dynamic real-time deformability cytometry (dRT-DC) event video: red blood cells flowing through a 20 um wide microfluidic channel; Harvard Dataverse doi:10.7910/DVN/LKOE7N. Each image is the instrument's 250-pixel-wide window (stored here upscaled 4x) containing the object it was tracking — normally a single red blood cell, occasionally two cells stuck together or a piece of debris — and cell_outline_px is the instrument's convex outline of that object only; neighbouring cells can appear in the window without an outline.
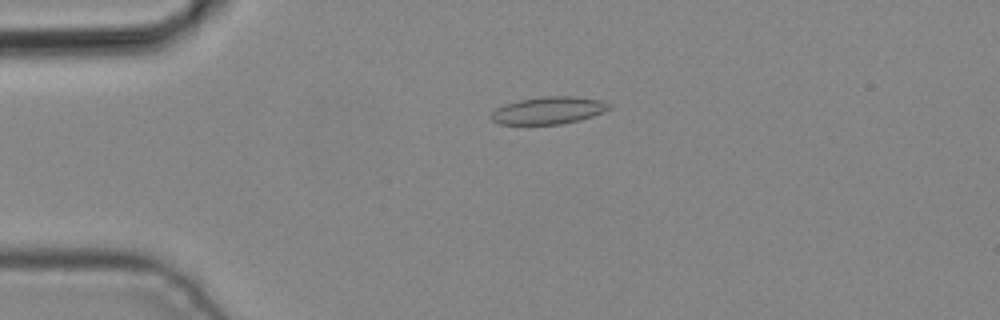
{"species": "common noctule bat (a hibernating species)", "species_latin": "Nyctalus noctula", "temperature_condition": "cold", "stored_images_in_passage": 2, "camera_frame_rate_fps": 3000, "um_per_image_px": 0.085, "animal": {"sex": "male", "body_mass_g": 19.2, "forearm_length_mm": 51.8}, "frame": {"image": 1, "passage_image": 1, "time_ms": 0.0, "image_size_px": [1000, 320], "cell_outline_px": [[612, 108], [592, 116], [580, 120], [560, 124], [500, 124], [492, 120], [488, 116], [496, 108], [504, 104], [520, 100], [540, 96], [572, 96], [600, 100], [612, 104]], "centroid_in_image_um": [46.61, 9.38], "position_along_channel_um": 38.4, "area_um2": 18.84}}